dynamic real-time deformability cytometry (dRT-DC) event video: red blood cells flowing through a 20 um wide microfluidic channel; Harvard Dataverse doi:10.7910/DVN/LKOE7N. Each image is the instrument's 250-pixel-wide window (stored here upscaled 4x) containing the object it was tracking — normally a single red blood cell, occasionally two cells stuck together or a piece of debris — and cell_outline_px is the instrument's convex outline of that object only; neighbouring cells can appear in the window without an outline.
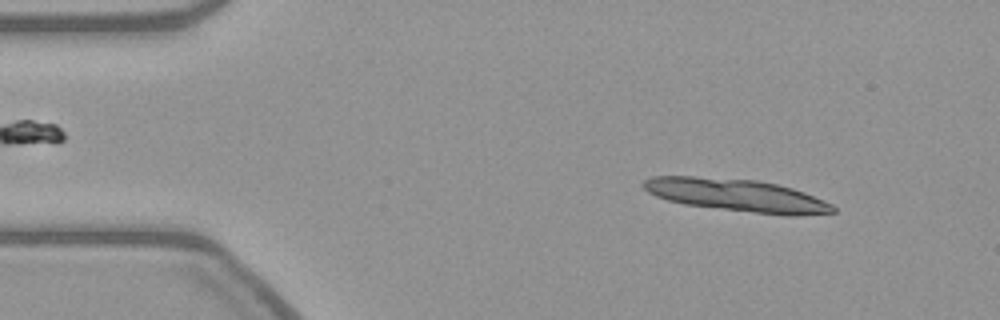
{"species": "common noctule bat (a hibernating species)", "species_latin": "Nyctalus noctula", "temperature_condition": "warm", "stored_images_in_passage": 13, "camera_frame_rate_fps": 3000, "um_per_image_px": 0.085, "animal": {"sex": "female", "body_mass_g": 21.9}, "frame": {"image": 1, "passage_image": 5, "time_ms": 1.333, "image_size_px": [1000, 320], "cell_outline_px": [[836, 212], [792, 216], [788, 216], [684, 204], [668, 200], [656, 196], [648, 192], [640, 184], [644, 180], [652, 176], [692, 176], [756, 180], [776, 184], [792, 188], [804, 192], [824, 200], [832, 204], [836, 208]], "centroid_in_image_um": [62.62, 16.59], "position_along_channel_um": 22.4, "area_um2": 35.72}}